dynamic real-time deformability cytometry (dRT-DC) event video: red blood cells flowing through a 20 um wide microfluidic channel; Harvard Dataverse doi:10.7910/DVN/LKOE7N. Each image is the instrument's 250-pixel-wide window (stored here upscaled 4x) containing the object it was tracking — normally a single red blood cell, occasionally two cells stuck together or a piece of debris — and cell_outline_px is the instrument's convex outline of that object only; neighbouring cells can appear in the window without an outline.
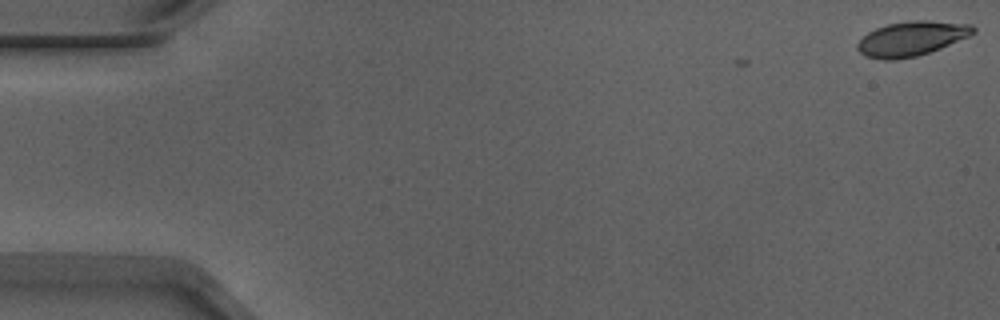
{"species": "Egyptian fruit bat (a non-hibernating species)", "species_latin": "Rousettus aegyptiacus", "temperature_condition": "warm", "stored_images_in_passage": 5, "camera_frame_rate_fps": 3000, "um_per_image_px": 0.085, "animal": {"sex": "male"}, "frame": {"image": 1, "passage_image": 1, "time_ms": 0.0, "image_size_px": [1000, 320], "cell_outline_px": [[976, 32], [968, 36], [940, 48], [916, 56], [896, 60], [884, 60], [864, 56], [856, 48], [856, 44], [868, 32], [876, 28], [888, 24], [908, 20], [928, 20], [972, 24], [976, 28]], "centroid_in_image_um": [77.47, 3.27], "position_along_channel_um": 7.5, "area_um2": 23.35}}